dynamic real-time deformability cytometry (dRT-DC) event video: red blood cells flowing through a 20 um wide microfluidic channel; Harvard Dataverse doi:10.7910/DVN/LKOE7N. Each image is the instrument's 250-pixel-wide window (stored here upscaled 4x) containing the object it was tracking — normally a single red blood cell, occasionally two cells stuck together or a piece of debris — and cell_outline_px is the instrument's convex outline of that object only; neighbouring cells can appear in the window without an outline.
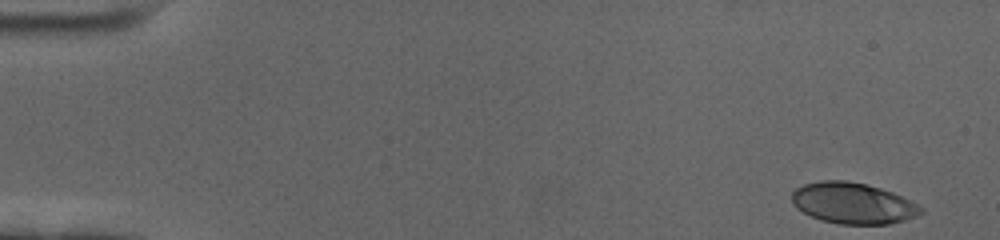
{"species": "human", "species_latin": "Homo sapiens", "temperature_condition": "cold", "stored_images_in_passage": 57, "camera_frame_rate_fps": 3000, "um_per_image_px": 0.085, "donor": {"sex": "female"}, "frame": {"image": 1, "passage_image": 1, "time_ms": 0.0, "image_size_px": [1000, 240], "cell_outline_px": [[924, 212], [916, 216], [904, 220], [888, 224], [840, 224], [820, 220], [796, 208], [792, 204], [792, 192], [796, 188], [804, 184], [820, 180], [848, 180], [880, 188], [892, 192], [912, 200], [924, 208]], "centroid_in_image_um": [72.51, 17.27], "position_along_channel_um": 12.5, "area_um2": 31.04}}
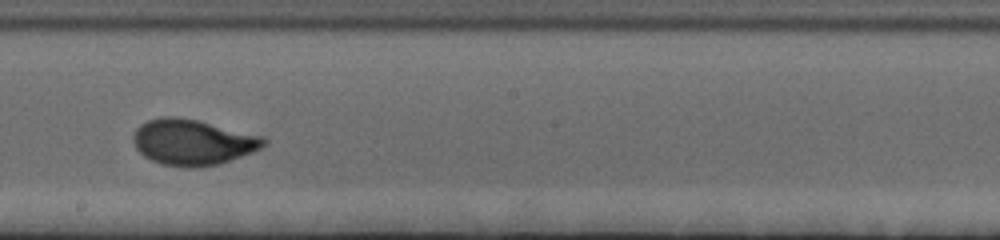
{"frame": {"image": 2, "passage_image": 32, "time_ms": 10.333, "image_size_px": [1000, 240], "cell_outline_px": [[268, 144], [252, 152], [220, 164], [196, 168], [188, 168], [160, 164], [144, 156], [136, 148], [132, 140], [132, 136], [136, 128], [140, 124], [148, 120], [164, 116], [176, 116], [196, 120], [264, 136], [268, 140]], "centroid_in_image_um": [16.38, 12.09], "position_along_channel_um": 231.8, "area_um2": 35.03}}
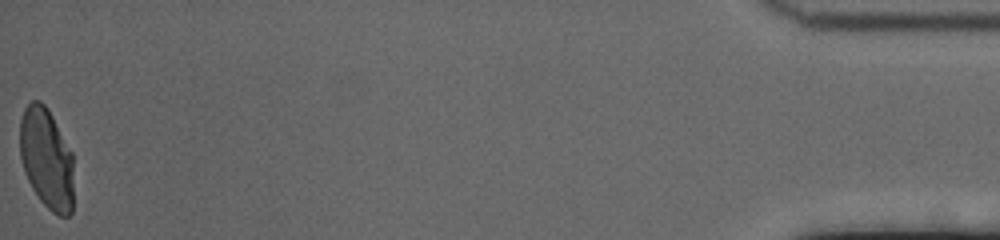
{"frame": {"image": 3, "passage_image": 57, "time_ms": 18.667, "image_size_px": [1000, 240], "cell_outline_px": [[72, 212], [68, 216], [60, 216], [52, 212], [40, 200], [32, 188], [24, 172], [20, 156], [20, 120], [24, 108], [32, 100], [40, 100], [48, 108], [72, 152]], "centroid_in_image_um": [3.94, 13.46], "position_along_channel_um": 431.3, "area_um2": 31.62}, "authors_computed_cell_mechanics": {"area_um2": 32.8882, "velocity_mm_per_s": 3.475, "shape_relaxation_time_tau1_ms": 4.6622, "shape_relaxation_time_tau2_ms": null, "deformation_change_tau1": 0.1925, "deformation_change_tau2": null}}